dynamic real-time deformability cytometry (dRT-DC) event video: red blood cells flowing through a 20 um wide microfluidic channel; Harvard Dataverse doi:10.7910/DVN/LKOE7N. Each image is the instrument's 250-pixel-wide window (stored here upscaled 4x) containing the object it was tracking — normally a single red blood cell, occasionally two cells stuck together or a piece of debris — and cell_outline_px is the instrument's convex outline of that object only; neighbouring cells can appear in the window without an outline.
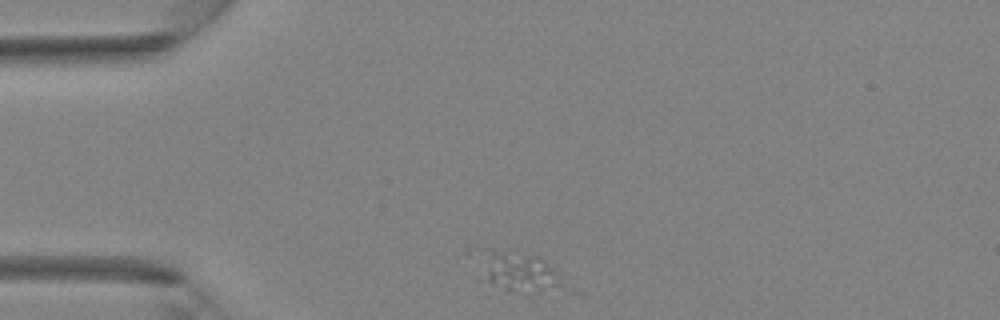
{"species": "Egyptian fruit bat (a non-hibernating species)", "species_latin": "Rousettus aegyptiacus", "temperature_condition": "room temperature", "stored_images_in_passage": 28, "camera_frame_rate_fps": 3000, "um_per_image_px": 0.085, "animal": {"sex": "female"}, "frame": {"image": 1, "passage_image": 1, "time_ms": 0.0, "image_size_px": [1000, 320], "cell_outline_px": [[584, 296], [532, 296], [508, 292], [476, 280], [492, 252], [500, 252], [536, 256], [548, 264], [584, 292]], "centroid_in_image_um": [44.69, 23.49], "position_along_channel_um": 40.3, "area_um2": 22.08}}
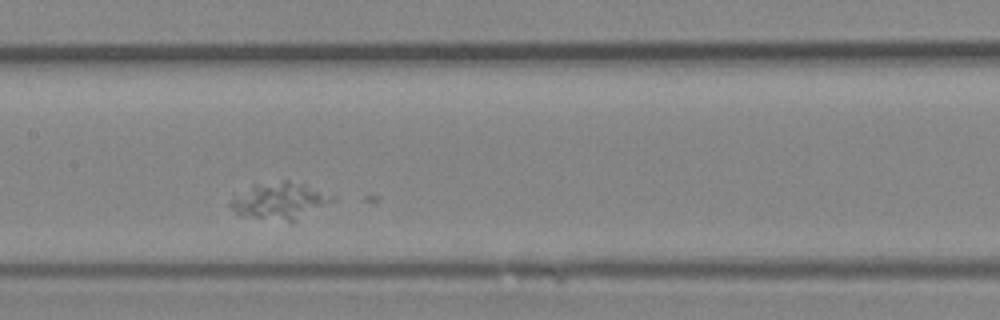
{"frame": {"image": 2, "passage_image": 12, "time_ms": 3.667, "image_size_px": [1000, 320], "cell_outline_px": [[336, 200], [292, 224], [240, 216], [228, 204], [232, 200], [252, 184], [280, 180], [288, 180], [304, 184], [336, 196]], "centroid_in_image_um": [23.83, 17.11], "position_along_channel_um": 183.6, "area_um2": 22.48}}
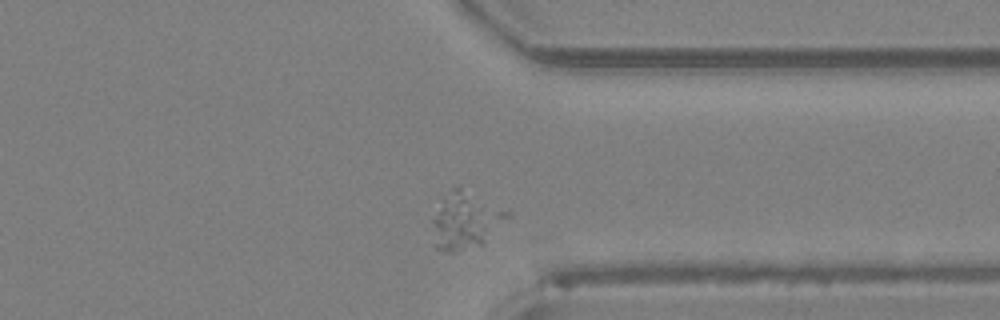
{"frame": {"image": 3, "passage_image": 24, "time_ms": 7.667, "image_size_px": [1000, 320], "cell_outline_px": [[484, 244], [452, 252], [444, 252], [436, 248], [432, 220], [452, 188], [460, 184], [484, 228]], "centroid_in_image_um": [38.86, 19.0], "position_along_channel_um": 372.5, "area_um2": 17.17}}